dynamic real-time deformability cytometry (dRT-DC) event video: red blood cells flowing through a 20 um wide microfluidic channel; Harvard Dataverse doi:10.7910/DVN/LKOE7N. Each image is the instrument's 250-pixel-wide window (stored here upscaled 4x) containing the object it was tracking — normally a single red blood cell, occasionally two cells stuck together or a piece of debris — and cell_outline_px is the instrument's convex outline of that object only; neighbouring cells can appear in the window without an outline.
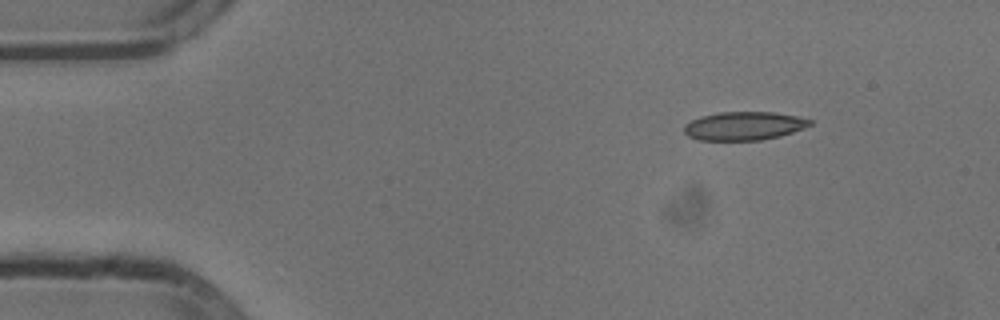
{"species": "common noctule bat (a hibernating species)", "species_latin": "Nyctalus noctula", "temperature_condition": "cold", "stored_images_in_passage": 10, "camera_frame_rate_fps": 3000, "um_per_image_px": 0.085, "animal": {"sex": "male", "body_mass_g": 13.3}, "frame": {"image": 1, "passage_image": 1, "time_ms": 0.0, "image_size_px": [1000, 320], "cell_outline_px": [[812, 124], [804, 128], [780, 136], [760, 140], [700, 140], [688, 136], [684, 132], [684, 124], [700, 116], [720, 112], [772, 112], [796, 116], [812, 120]], "centroid_in_image_um": [63.22, 10.7], "position_along_channel_um": 21.8, "area_um2": 20.81}}